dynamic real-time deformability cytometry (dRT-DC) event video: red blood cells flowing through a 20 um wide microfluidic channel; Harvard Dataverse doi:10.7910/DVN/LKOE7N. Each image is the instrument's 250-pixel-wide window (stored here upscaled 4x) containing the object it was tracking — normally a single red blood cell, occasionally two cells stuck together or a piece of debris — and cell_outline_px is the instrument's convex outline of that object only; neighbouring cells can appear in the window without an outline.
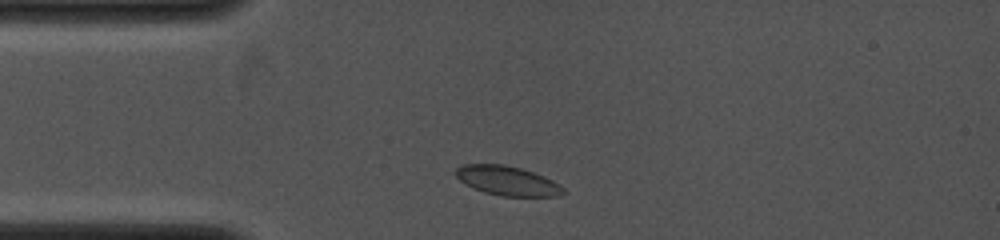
{"species": "common noctule bat (a hibernating species)", "species_latin": "Nyctalus noctula", "temperature_condition": "cold", "stored_images_in_passage": 3, "camera_frame_rate_fps": 4000, "um_per_image_px": 0.085, "animal": {"sex": "female", "body_mass_g": 19.0, "forearm_length_mm": 53.3}, "frame": {"image": 1, "passage_image": 2, "time_ms": 0.5, "image_size_px": [1000, 240], "cell_outline_px": [[564, 192], [560, 196], [504, 196], [484, 192], [472, 188], [464, 184], [456, 176], [456, 168], [464, 164], [504, 164], [520, 168], [544, 176], [560, 184], [564, 188]], "centroid_in_image_um": [43.12, 15.36], "position_along_channel_um": 41.9, "area_um2": 18.38}}